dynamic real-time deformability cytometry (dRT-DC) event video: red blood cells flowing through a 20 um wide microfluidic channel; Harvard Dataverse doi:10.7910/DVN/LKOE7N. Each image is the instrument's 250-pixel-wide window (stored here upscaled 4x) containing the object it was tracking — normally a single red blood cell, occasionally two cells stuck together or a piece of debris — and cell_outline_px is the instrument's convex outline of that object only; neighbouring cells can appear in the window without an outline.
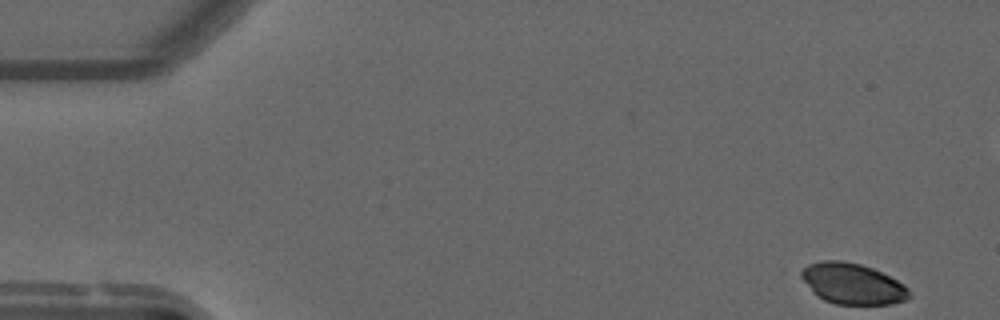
{"species": "common noctule bat (a hibernating species)", "species_latin": "Nyctalus noctula", "temperature_condition": "warm", "stored_images_in_passage": 54, "camera_frame_rate_fps": 3000, "um_per_image_px": 0.085, "animal": {"sex": "male", "forearm_length_mm": 52.5}, "frame": {"image": 1, "passage_image": 1, "time_ms": 0.0, "image_size_px": [1000, 320], "cell_outline_px": [[912, 296], [908, 300], [892, 304], [836, 304], [824, 300], [816, 296], [792, 272], [808, 264], [820, 260], [840, 260], [860, 264], [872, 268], [904, 284], [908, 288]], "centroid_in_image_um": [72.35, 24.1], "position_along_channel_um": 12.6, "area_um2": 26.47}}
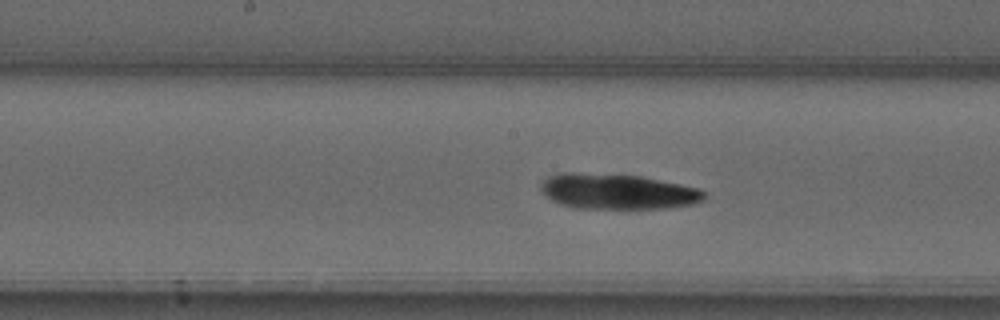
{"frame": {"image": 2, "passage_image": 26, "time_ms": 8.333, "image_size_px": [1000, 320], "cell_outline_px": [[704, 200], [692, 204], [668, 208], [576, 208], [560, 204], [552, 200], [540, 188], [540, 184], [548, 176], [560, 172], [572, 172], [640, 176], [700, 188], [704, 192]], "centroid_in_image_um": [52.48, 16.27], "position_along_channel_um": 195.7, "area_um2": 33.52}}
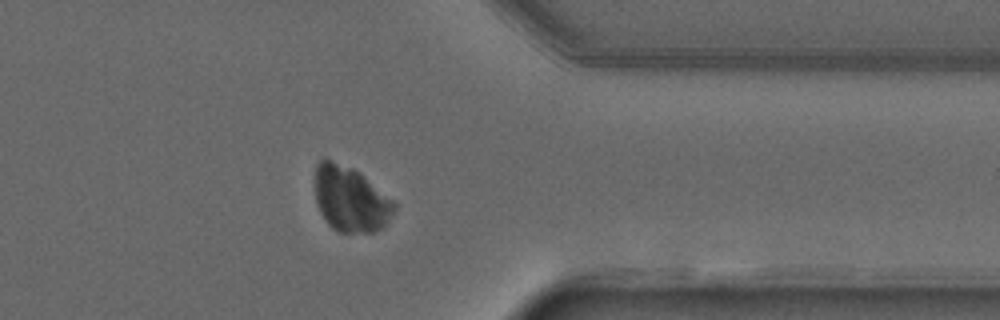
{"frame": {"image": 3, "passage_image": 42, "time_ms": 13.667, "image_size_px": [1000, 320], "cell_outline_px": [[396, 208], [388, 220], [376, 232], [340, 232], [332, 228], [324, 220], [316, 204], [316, 164], [324, 156], [352, 168], [360, 172], [392, 200], [396, 204]], "centroid_in_image_um": [29.76, 16.91], "position_along_channel_um": 381.6, "area_um2": 30.11}, "authors_computed_cell_mechanics": {"area_um2": 29.9404, "velocity_mm_per_s": 3.6819, "shape_relaxation_time_tau1_ms": 2.7578, "shape_relaxation_time_tau2_ms": null, "deformation_change_tau1": 0.0519, "deformation_change_tau2": null}}